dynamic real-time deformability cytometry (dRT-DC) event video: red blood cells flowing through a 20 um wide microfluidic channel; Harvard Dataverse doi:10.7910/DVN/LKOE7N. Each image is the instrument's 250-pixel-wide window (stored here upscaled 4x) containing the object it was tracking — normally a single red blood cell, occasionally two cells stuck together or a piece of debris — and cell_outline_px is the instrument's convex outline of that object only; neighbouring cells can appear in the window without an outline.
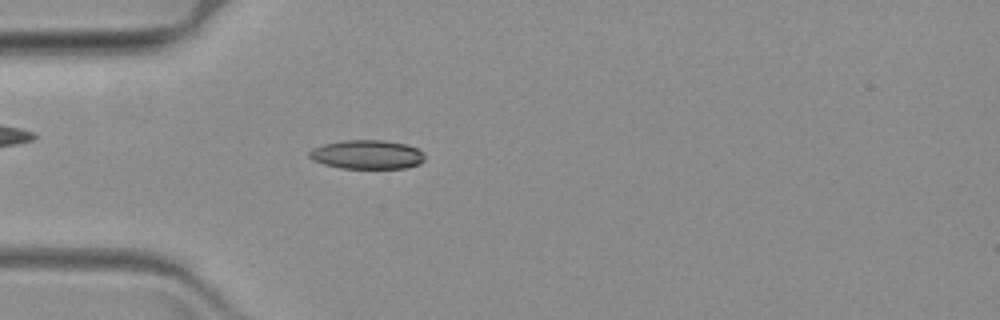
{"species": "common noctule bat (a hibernating species)", "species_latin": "Nyctalus noctula", "temperature_condition": "warm", "stored_images_in_passage": 58, "camera_frame_rate_fps": 3000, "um_per_image_px": 0.085, "animal": {"sex": "female", "body_mass_g": 19.3, "forearm_length_mm": 54.1}, "frame": {"image": 1, "passage_image": 14, "time_ms": 4.333, "image_size_px": [1000, 320], "cell_outline_px": [[424, 160], [420, 164], [404, 168], [340, 168], [324, 164], [312, 160], [308, 156], [308, 152], [312, 148], [324, 144], [344, 140], [380, 140], [408, 144], [424, 152]], "centroid_in_image_um": [31.2, 13.13], "position_along_channel_um": 53.8, "area_um2": 19.59}}
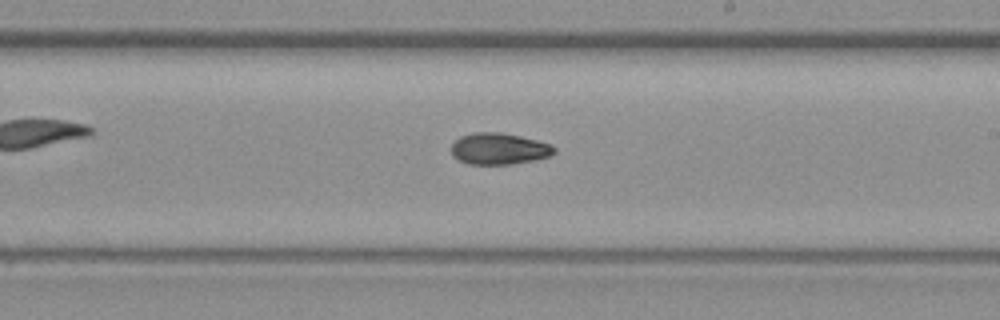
{"frame": {"image": 2, "passage_image": 32, "time_ms": 10.333, "image_size_px": [1000, 320], "cell_outline_px": [[556, 152], [552, 156], [512, 164], [468, 164], [452, 156], [452, 144], [460, 136], [472, 132], [500, 132], [520, 136], [552, 144], [556, 148]], "centroid_in_image_um": [42.43, 12.64], "position_along_channel_um": 246.6, "area_um2": 18.96}}
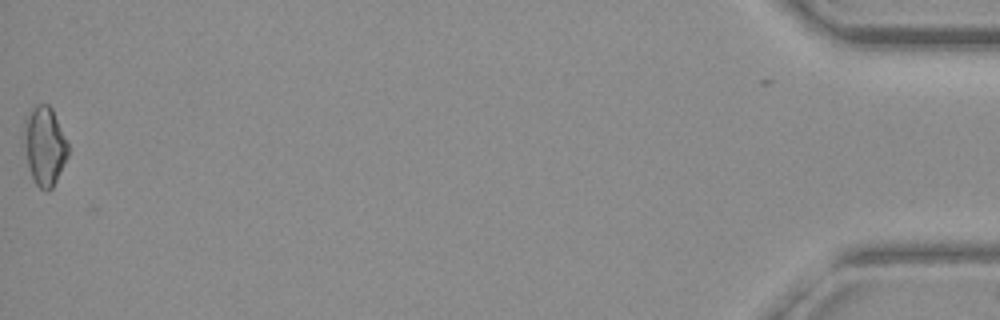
{"frame": {"image": 3, "passage_image": 58, "time_ms": 19.0, "image_size_px": [1000, 320], "cell_outline_px": [[68, 156], [52, 188], [48, 192], [44, 192], [36, 184], [28, 168], [24, 132], [24, 120], [32, 108], [36, 104], [48, 104], [52, 108], [68, 144]], "centroid_in_image_um": [3.79, 12.41], "position_along_channel_um": 431.4, "area_um2": 20.0}}